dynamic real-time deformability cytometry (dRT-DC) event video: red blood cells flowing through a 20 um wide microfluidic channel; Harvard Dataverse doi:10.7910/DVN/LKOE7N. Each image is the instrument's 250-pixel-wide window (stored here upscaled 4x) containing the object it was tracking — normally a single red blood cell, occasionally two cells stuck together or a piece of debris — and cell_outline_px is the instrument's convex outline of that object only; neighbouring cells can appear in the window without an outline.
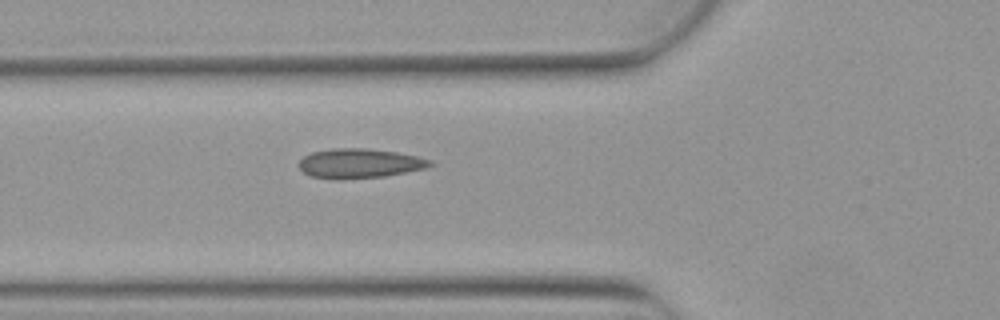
{"species": "Egyptian fruit bat (a non-hibernating species)", "species_latin": "Rousettus aegyptiacus", "temperature_condition": "warm", "stored_images_in_passage": 5, "camera_frame_rate_fps": 3000, "um_per_image_px": 0.085, "animal": {"sex": "female"}, "frame": {"image": 1, "passage_image": 5, "time_ms": 1.333, "image_size_px": [1000, 320], "cell_outline_px": [[436, 164], [424, 168], [384, 176], [340, 180], [336, 180], [312, 176], [304, 172], [300, 168], [300, 160], [304, 156], [312, 152], [332, 148], [364, 148], [396, 152], [416, 156], [432, 160]], "centroid_in_image_um": [30.56, 13.89], "position_along_channel_um": 95.2, "area_um2": 22.48}}